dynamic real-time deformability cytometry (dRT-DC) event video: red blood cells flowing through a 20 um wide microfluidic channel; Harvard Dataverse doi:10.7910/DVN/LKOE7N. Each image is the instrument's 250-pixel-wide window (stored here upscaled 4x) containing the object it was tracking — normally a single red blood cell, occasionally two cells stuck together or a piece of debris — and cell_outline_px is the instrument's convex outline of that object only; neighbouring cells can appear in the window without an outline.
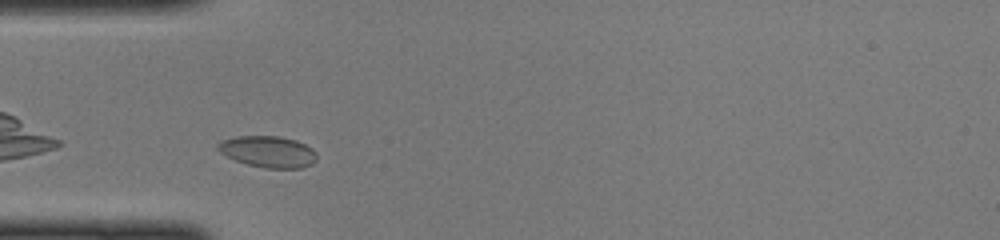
{"species": "common noctule bat (a hibernating species)", "species_latin": "Nyctalus noctula", "temperature_condition": "cold", "stored_images_in_passage": 30, "camera_frame_rate_fps": 3000, "um_per_image_px": 0.085, "animal": {"sex": "female", "body_mass_g": 22.0, "forearm_length_mm": 56.7}, "frame": {"image": 1, "passage_image": 1, "time_ms": 0.0, "image_size_px": [1000, 240], "cell_outline_px": [[316, 160], [312, 164], [300, 168], [264, 168], [248, 164], [236, 160], [220, 152], [216, 148], [216, 144], [224, 140], [236, 136], [280, 136], [296, 140], [312, 148], [316, 152]], "centroid_in_image_um": [22.8, 12.89], "position_along_channel_um": 62.2, "area_um2": 18.03}}
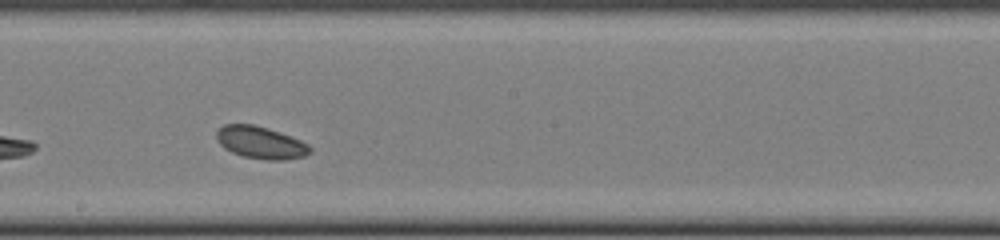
{"frame": {"image": 2, "passage_image": 13, "time_ms": 4.0, "image_size_px": [1000, 240], "cell_outline_px": [[312, 152], [304, 156], [284, 160], [268, 160], [244, 156], [232, 152], [224, 148], [216, 140], [216, 132], [224, 124], [252, 124], [268, 128], [280, 132], [300, 140], [308, 144], [312, 148]], "centroid_in_image_um": [22.16, 12.11], "position_along_channel_um": 226.0, "area_um2": 17.57}}